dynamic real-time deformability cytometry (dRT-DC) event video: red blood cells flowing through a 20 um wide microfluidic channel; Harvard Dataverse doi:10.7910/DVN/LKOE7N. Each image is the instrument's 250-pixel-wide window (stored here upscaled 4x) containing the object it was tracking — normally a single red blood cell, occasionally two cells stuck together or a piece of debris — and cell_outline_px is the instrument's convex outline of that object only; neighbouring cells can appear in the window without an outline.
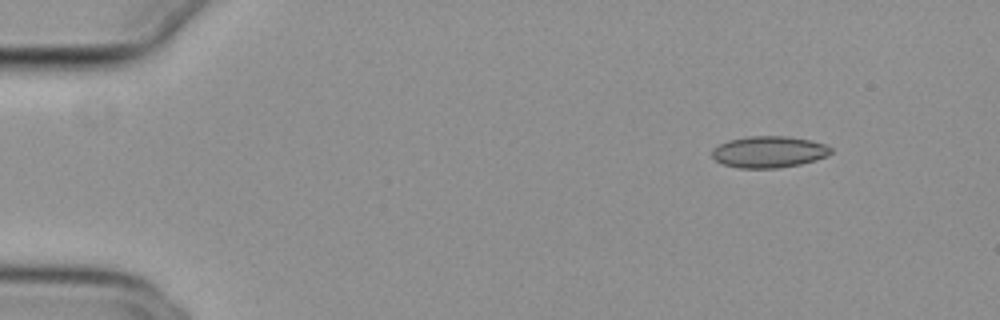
{"species": "common noctule bat (a hibernating species)", "species_latin": "Nyctalus noctula", "temperature_condition": "cold", "stored_images_in_passage": 9, "camera_frame_rate_fps": 3000, "um_per_image_px": 0.085, "animal": {"sex": "female", "body_mass_g": 29.2, "forearm_length_mm": 56.3}, "frame": {"image": 1, "passage_image": 1, "time_ms": 0.0, "image_size_px": [1000, 320], "cell_outline_px": [[832, 152], [828, 156], [816, 160], [800, 164], [776, 168], [740, 168], [724, 164], [716, 160], [712, 156], [712, 148], [728, 140], [748, 136], [784, 136], [808, 140], [824, 144], [832, 148]], "centroid_in_image_um": [65.35, 12.91], "position_along_channel_um": 19.6, "area_um2": 21.73}}